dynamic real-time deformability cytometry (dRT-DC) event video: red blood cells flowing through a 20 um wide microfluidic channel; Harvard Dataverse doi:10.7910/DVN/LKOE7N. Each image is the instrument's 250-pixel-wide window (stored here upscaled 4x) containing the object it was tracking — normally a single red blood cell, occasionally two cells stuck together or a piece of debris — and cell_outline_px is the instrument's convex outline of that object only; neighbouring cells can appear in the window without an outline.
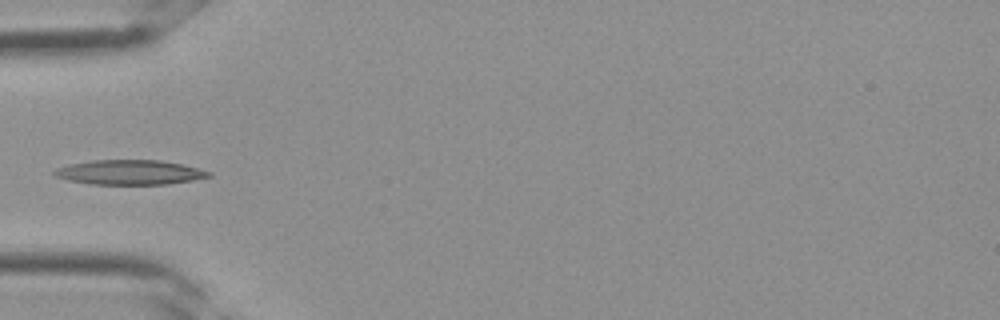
{"species": "Egyptian fruit bat (a non-hibernating species)", "species_latin": "Rousettus aegyptiacus", "temperature_condition": "room temperature", "stored_images_in_passage": 4, "camera_frame_rate_fps": 3000, "um_per_image_px": 0.085, "frame": {"image": 1, "passage_image": 4, "time_ms": 1.0, "image_size_px": [1000, 320], "cell_outline_px": [[212, 176], [192, 180], [168, 184], [92, 184], [68, 180], [56, 176], [52, 172], [56, 168], [68, 164], [92, 160], [160, 160], [184, 164], [212, 172]], "centroid_in_image_um": [11.04, 14.64], "position_along_channel_um": 74.0, "area_um2": 22.25}}